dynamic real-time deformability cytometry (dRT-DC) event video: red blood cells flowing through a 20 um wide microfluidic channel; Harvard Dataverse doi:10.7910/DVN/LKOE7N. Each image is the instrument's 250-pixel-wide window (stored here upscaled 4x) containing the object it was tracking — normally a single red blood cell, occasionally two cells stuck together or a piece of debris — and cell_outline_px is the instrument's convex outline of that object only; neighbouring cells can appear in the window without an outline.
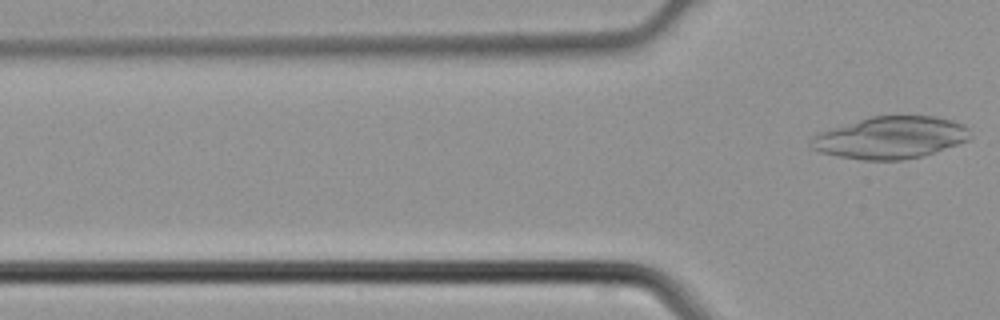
{"species": "common noctule bat (a hibernating species)", "species_latin": "Nyctalus noctula", "temperature_condition": "cold", "stored_images_in_passage": 5, "camera_frame_rate_fps": 3000, "um_per_image_px": 0.085, "animal": {"sex": "male", "body_mass_g": 21.5, "forearm_length_mm": 52.0}, "frame": {"image": 1, "passage_image": 5, "time_ms": 1.333, "image_size_px": [1000, 320], "cell_outline_px": [[972, 136], [968, 140], [924, 156], [904, 160], [864, 160], [840, 156], [820, 152], [812, 148], [808, 144], [812, 136], [816, 132], [872, 116], [936, 116], [952, 120], [964, 124], [968, 128]], "centroid_in_image_um": [75.69, 11.69], "position_along_channel_um": 50.1, "area_um2": 39.25}}